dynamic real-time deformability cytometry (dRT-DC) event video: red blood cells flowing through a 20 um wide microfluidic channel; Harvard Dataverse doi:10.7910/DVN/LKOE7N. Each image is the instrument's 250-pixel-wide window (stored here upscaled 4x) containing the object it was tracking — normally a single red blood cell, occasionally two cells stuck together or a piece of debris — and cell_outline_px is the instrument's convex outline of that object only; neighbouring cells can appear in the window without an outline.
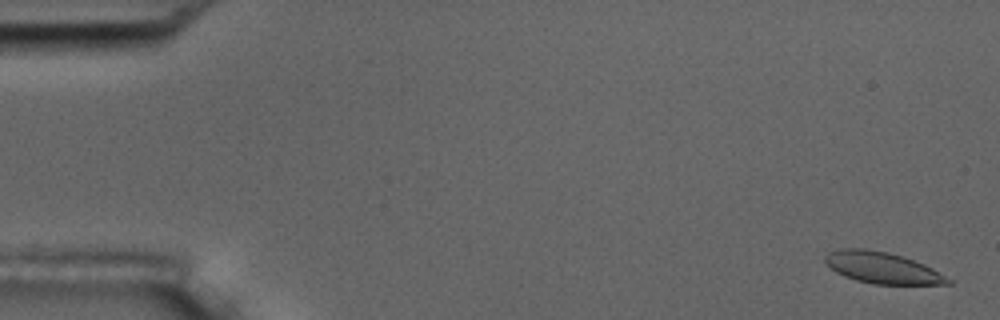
{"species": "common noctule bat (a hibernating species)", "species_latin": "Nyctalus noctula", "temperature_condition": "room temperature", "stored_images_in_passage": 15, "camera_frame_rate_fps": 3000, "um_per_image_px": 0.085, "animal": {"sex": "male", "body_mass_g": 17.5, "forearm_length_mm": 52.3}, "frame": {"image": 1, "passage_image": 1, "time_ms": 0.0, "image_size_px": [1000, 320], "cell_outline_px": [[952, 284], [872, 284], [856, 280], [844, 276], [836, 272], [824, 260], [824, 256], [828, 252], [840, 248], [868, 248], [888, 252], [924, 264], [932, 268], [952, 280]], "centroid_in_image_um": [74.96, 22.75], "position_along_channel_um": 10.0, "area_um2": 22.37}}
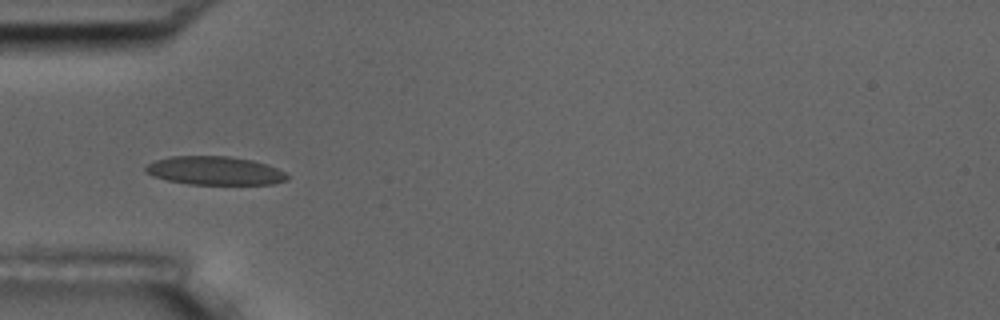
{"frame": {"image": 2, "passage_image": 5, "time_ms": 5.333, "image_size_px": [1000, 320], "cell_outline_px": [[288, 180], [272, 184], [188, 184], [168, 180], [152, 176], [144, 172], [144, 168], [148, 164], [156, 160], [172, 156], [228, 156], [252, 160], [268, 164], [284, 172], [288, 176]], "centroid_in_image_um": [18.25, 14.51], "position_along_channel_um": 66.8, "area_um2": 23.52}}
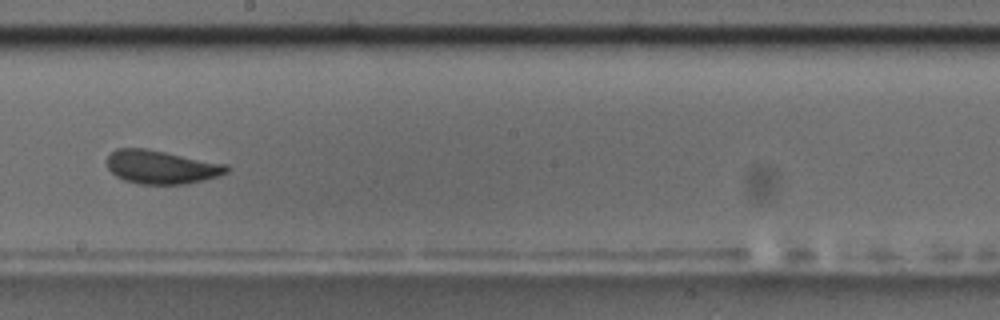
{"frame": {"image": 3, "passage_image": 9, "time_ms": 10.0, "image_size_px": [1000, 320], "cell_outline_px": [[228, 172], [220, 176], [188, 184], [136, 184], [124, 180], [116, 176], [108, 168], [108, 156], [116, 148], [144, 148], [228, 164]], "centroid_in_image_um": [13.74, 14.21], "position_along_channel_um": 234.5, "area_um2": 23.41}, "authors_computed_cell_mechanics": {"area_um2": 23.2934, "velocity_mm_per_s": 3.6175, "shape_relaxation_time_tau1_ms": 2.0581, "shape_relaxation_time_tau2_ms": 1.2432, "deformation_change_tau1": 0.0827, "deformation_change_tau2": 0.0349}}